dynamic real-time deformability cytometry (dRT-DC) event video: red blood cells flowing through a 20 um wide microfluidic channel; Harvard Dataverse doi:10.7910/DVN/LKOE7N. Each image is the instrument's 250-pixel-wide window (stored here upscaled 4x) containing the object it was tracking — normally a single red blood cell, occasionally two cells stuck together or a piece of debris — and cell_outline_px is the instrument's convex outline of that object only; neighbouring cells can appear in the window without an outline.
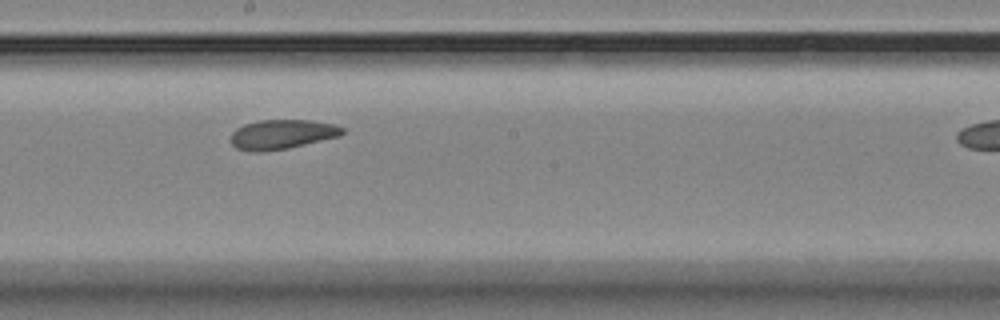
{"species": "Egyptian fruit bat (a non-hibernating species)", "species_latin": "Rousettus aegyptiacus", "temperature_condition": "room temperature", "stored_images_in_passage": 12, "camera_frame_rate_fps": 3000, "um_per_image_px": 0.085, "animal": {"sex": "female"}, "frame": {"image": 1, "passage_image": 6, "time_ms": 7.333, "image_size_px": [1000, 320], "cell_outline_px": [[344, 132], [340, 136], [288, 148], [264, 152], [252, 152], [236, 148], [232, 144], [232, 132], [236, 128], [244, 124], [260, 120], [312, 120], [336, 124], [344, 128]], "centroid_in_image_um": [23.98, 11.42], "position_along_channel_um": 224.2, "area_um2": 19.31}}
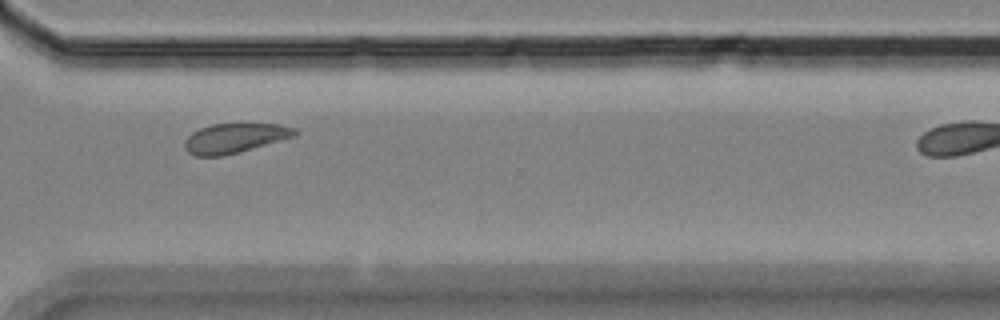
{"frame": {"image": 2, "passage_image": 9, "time_ms": 11.0, "image_size_px": [1000, 320], "cell_outline_px": [[296, 136], [252, 148], [220, 156], [196, 156], [188, 152], [184, 148], [184, 140], [192, 132], [200, 128], [212, 124], [276, 124], [296, 128]], "centroid_in_image_um": [19.91, 11.73], "position_along_channel_um": 350.7, "area_um2": 18.73}}
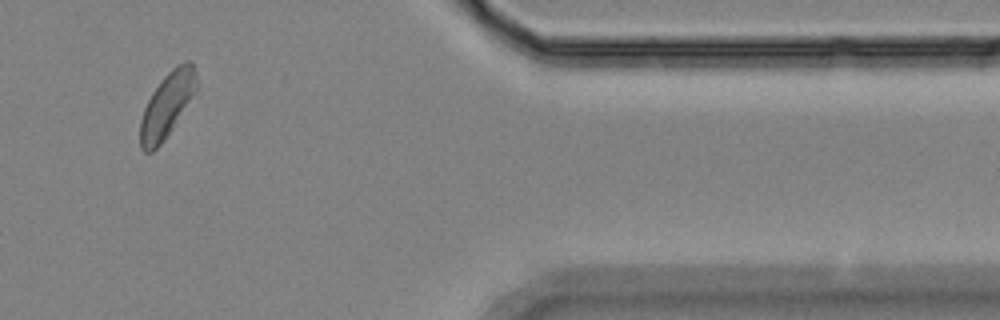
{"frame": {"image": 3, "passage_image": 12, "time_ms": 15.0, "image_size_px": [1000, 320], "cell_outline_px": [[196, 88], [172, 128], [160, 144], [152, 152], [144, 152], [140, 148], [140, 120], [144, 108], [152, 92], [164, 76], [176, 64], [188, 60], [192, 60], [196, 72]], "centroid_in_image_um": [14.16, 8.9], "position_along_channel_um": 397.2, "area_um2": 20.75}, "authors_computed_cell_mechanics": {"area_um2": 19.2185, "velocity_mm_per_s": 3.4337, "shape_relaxation_time_tau1_ms": 5.1128, "shape_relaxation_time_tau2_ms": null, "deformation_change_tau1": 0.1426, "deformation_change_tau2": null}}